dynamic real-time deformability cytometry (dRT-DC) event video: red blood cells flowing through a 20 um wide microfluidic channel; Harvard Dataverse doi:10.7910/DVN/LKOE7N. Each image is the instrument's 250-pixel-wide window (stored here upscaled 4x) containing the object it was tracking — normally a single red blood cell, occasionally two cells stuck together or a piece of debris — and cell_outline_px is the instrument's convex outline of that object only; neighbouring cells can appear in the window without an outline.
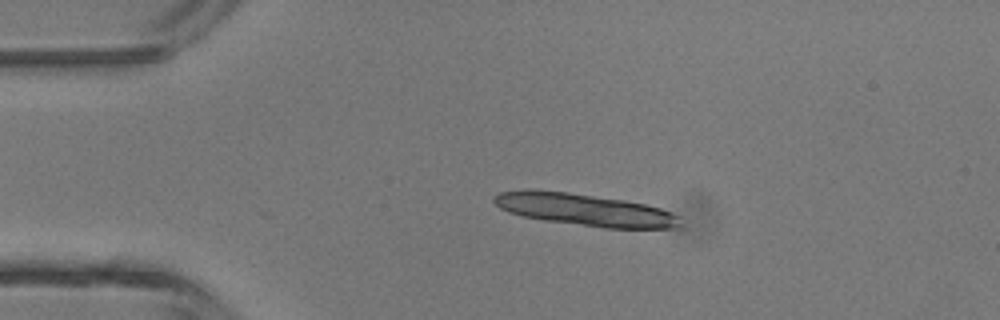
{"species": "common noctule bat (a hibernating species)", "species_latin": "Nyctalus noctula", "temperature_condition": "room temperature", "stored_images_in_passage": 2, "camera_frame_rate_fps": 3000, "um_per_image_px": 0.085, "animal": {"sex": "male", "body_mass_g": 13.3}, "frame": {"image": 1, "passage_image": 2, "time_ms": 0.333, "image_size_px": [1000, 320], "cell_outline_px": [[680, 228], [604, 228], [544, 220], [524, 216], [508, 212], [500, 208], [492, 200], [492, 196], [500, 192], [568, 192], [624, 200], [644, 204], [660, 208], [672, 212], [680, 216]], "centroid_in_image_um": [49.81, 17.86], "position_along_channel_um": 35.2, "area_um2": 34.04}}